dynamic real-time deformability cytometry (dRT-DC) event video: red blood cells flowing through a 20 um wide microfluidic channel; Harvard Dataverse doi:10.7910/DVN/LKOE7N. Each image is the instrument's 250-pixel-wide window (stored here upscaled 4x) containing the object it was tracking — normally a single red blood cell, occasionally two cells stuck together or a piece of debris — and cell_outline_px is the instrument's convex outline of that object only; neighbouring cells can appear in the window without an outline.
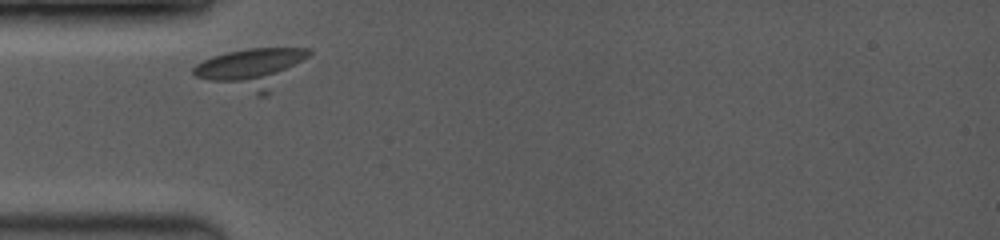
{"species": "common noctule bat (a hibernating species)", "species_latin": "Nyctalus noctula", "temperature_condition": "room temperature", "stored_images_in_passage": 22, "camera_frame_rate_fps": 3500, "um_per_image_px": 0.085, "animal": {"sex": "female", "body_mass_g": 19.0, "forearm_length_mm": 53.3}, "frame": {"image": 1, "passage_image": 1, "time_ms": 0.0, "image_size_px": [1000, 240], "cell_outline_px": [[312, 52], [308, 56], [264, 96], [256, 96], [196, 76], [192, 72], [192, 68], [196, 64], [212, 56], [228, 52], [248, 48], [312, 48]], "centroid_in_image_um": [21.37, 5.79], "position_along_channel_um": 63.6, "area_um2": 26.18}}
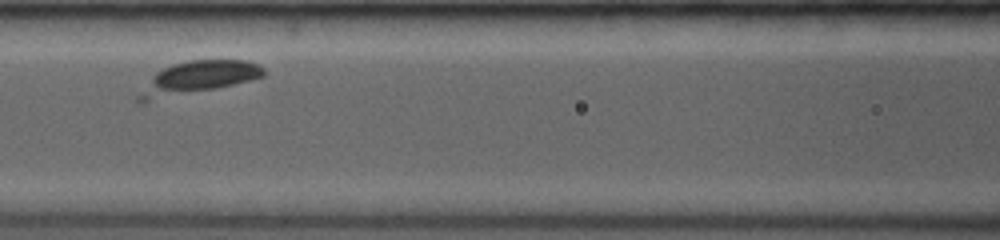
{"frame": {"image": 2, "passage_image": 5, "time_ms": 2.286, "image_size_px": [1000, 240], "cell_outline_px": [[264, 76], [216, 88], [144, 104], [140, 104], [136, 100], [136, 96], [152, 76], [156, 72], [172, 64], [188, 60], [244, 60], [260, 64], [264, 68]], "centroid_in_image_um": [16.72, 6.64], "position_along_channel_um": 149.9, "area_um2": 23.87}}
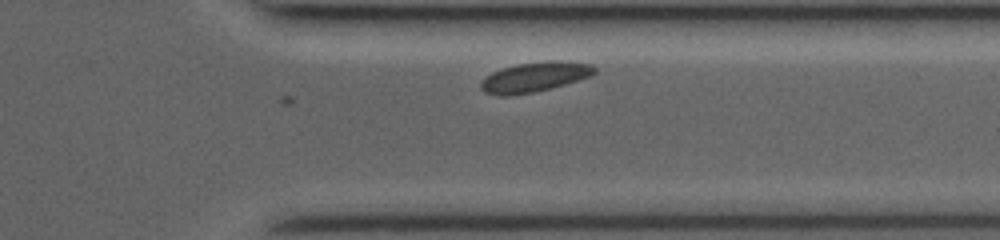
{"frame": {"image": 3, "passage_image": 19, "time_ms": 8.0, "image_size_px": [1000, 240], "cell_outline_px": [[596, 72], [592, 76], [564, 84], [532, 92], [508, 96], [500, 96], [484, 92], [480, 88], [480, 84], [492, 72], [516, 64], [544, 60], [560, 60], [588, 64], [596, 68]], "centroid_in_image_um": [45.45, 6.53], "position_along_channel_um": 365.9, "area_um2": 19.59}}